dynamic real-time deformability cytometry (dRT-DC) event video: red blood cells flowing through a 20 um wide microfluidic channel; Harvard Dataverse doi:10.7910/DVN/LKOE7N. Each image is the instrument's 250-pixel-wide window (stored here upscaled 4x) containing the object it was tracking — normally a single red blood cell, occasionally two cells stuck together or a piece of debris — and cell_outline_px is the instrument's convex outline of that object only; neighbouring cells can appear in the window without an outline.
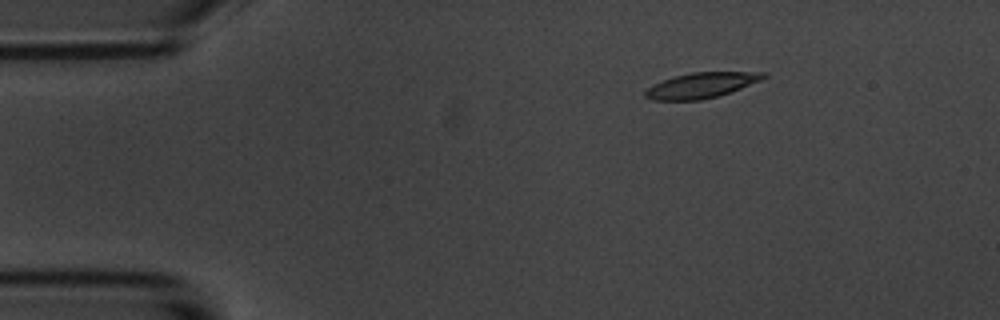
{"species": "common noctule bat (a hibernating species)", "species_latin": "Nyctalus noctula", "temperature_condition": "room temperature", "stored_images_in_passage": 49, "camera_frame_rate_fps": 3000, "um_per_image_px": 0.085, "animal": {"sex": "male", "body_mass_g": 20.1, "forearm_length_mm": 53.5}, "frame": {"image": 1, "passage_image": 1, "time_ms": 0.0, "image_size_px": [1000, 320], "cell_outline_px": [[768, 76], [760, 80], [720, 96], [700, 100], [652, 100], [644, 96], [644, 92], [652, 84], [676, 76], [692, 72], [768, 72]], "centroid_in_image_um": [59.61, 7.25], "position_along_channel_um": 25.4, "area_um2": 17.4}}
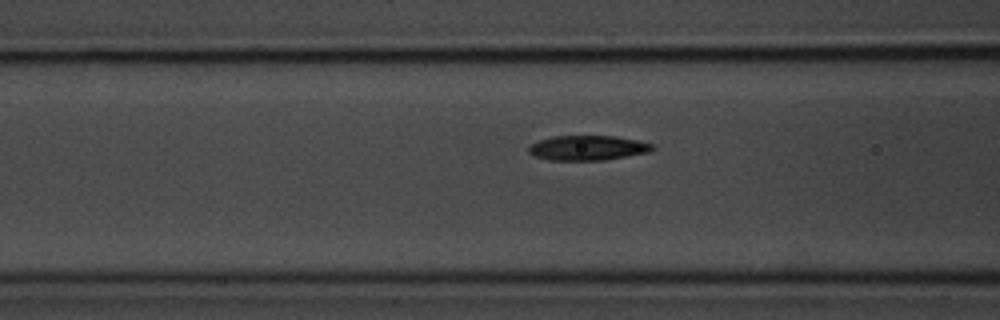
{"frame": {"image": 2, "passage_image": 14, "time_ms": 4.333, "image_size_px": [1000, 320], "cell_outline_px": [[656, 148], [648, 152], [604, 160], [548, 160], [536, 156], [528, 152], [528, 148], [532, 144], [540, 140], [552, 136], [616, 136], [656, 144]], "centroid_in_image_um": [49.99, 12.57], "position_along_channel_um": 116.6, "area_um2": 17.86}}
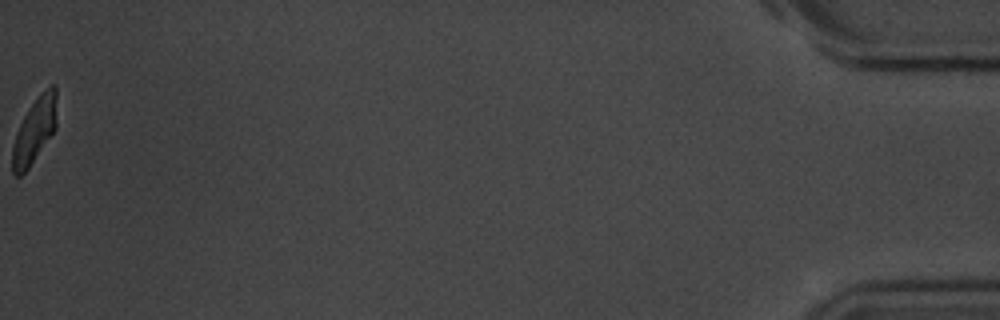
{"frame": {"image": 3, "passage_image": 49, "time_ms": 16.0, "image_size_px": [1000, 320], "cell_outline_px": [[56, 128], [28, 168], [20, 176], [16, 176], [12, 172], [12, 144], [20, 124], [24, 116], [40, 92], [52, 84], [56, 84]], "centroid_in_image_um": [2.94, 11.07], "position_along_channel_um": 432.3, "area_um2": 16.7}, "authors_computed_cell_mechanics": {"area_um2": 17.9758, "velocity_mm_per_s": 3.573, "shape_relaxation_time_tau1_ms": 2.4146, "shape_relaxation_time_tau2_ms": 1.9791, "deformation_change_tau1": 0.1637, "deformation_change_tau2": 0.0808}}